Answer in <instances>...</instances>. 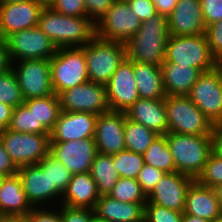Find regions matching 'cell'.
I'll return each mask as SVG.
<instances>
[{
    "mask_svg": "<svg viewBox=\"0 0 222 222\" xmlns=\"http://www.w3.org/2000/svg\"><path fill=\"white\" fill-rule=\"evenodd\" d=\"M38 27L59 48H82L95 37V23L87 16L71 17L44 6Z\"/></svg>",
    "mask_w": 222,
    "mask_h": 222,
    "instance_id": "6da1fadb",
    "label": "cell"
},
{
    "mask_svg": "<svg viewBox=\"0 0 222 222\" xmlns=\"http://www.w3.org/2000/svg\"><path fill=\"white\" fill-rule=\"evenodd\" d=\"M169 36L168 17L156 13L142 21L139 31L126 41V56L133 62L161 66Z\"/></svg>",
    "mask_w": 222,
    "mask_h": 222,
    "instance_id": "7a4b0ae2",
    "label": "cell"
},
{
    "mask_svg": "<svg viewBox=\"0 0 222 222\" xmlns=\"http://www.w3.org/2000/svg\"><path fill=\"white\" fill-rule=\"evenodd\" d=\"M165 137L176 171L196 180L213 151L212 135L167 132Z\"/></svg>",
    "mask_w": 222,
    "mask_h": 222,
    "instance_id": "3957f363",
    "label": "cell"
},
{
    "mask_svg": "<svg viewBox=\"0 0 222 222\" xmlns=\"http://www.w3.org/2000/svg\"><path fill=\"white\" fill-rule=\"evenodd\" d=\"M85 60L89 81L106 85L121 62L127 57L123 42L106 41L95 36L85 44Z\"/></svg>",
    "mask_w": 222,
    "mask_h": 222,
    "instance_id": "277c9868",
    "label": "cell"
},
{
    "mask_svg": "<svg viewBox=\"0 0 222 222\" xmlns=\"http://www.w3.org/2000/svg\"><path fill=\"white\" fill-rule=\"evenodd\" d=\"M198 68L202 73L218 66L210 52L205 33L201 35H170L166 42L165 60Z\"/></svg>",
    "mask_w": 222,
    "mask_h": 222,
    "instance_id": "5b68a950",
    "label": "cell"
},
{
    "mask_svg": "<svg viewBox=\"0 0 222 222\" xmlns=\"http://www.w3.org/2000/svg\"><path fill=\"white\" fill-rule=\"evenodd\" d=\"M168 132L187 135H212L214 125L188 96H166Z\"/></svg>",
    "mask_w": 222,
    "mask_h": 222,
    "instance_id": "8992f818",
    "label": "cell"
},
{
    "mask_svg": "<svg viewBox=\"0 0 222 222\" xmlns=\"http://www.w3.org/2000/svg\"><path fill=\"white\" fill-rule=\"evenodd\" d=\"M51 84L56 95L89 81L84 50L59 48L50 58Z\"/></svg>",
    "mask_w": 222,
    "mask_h": 222,
    "instance_id": "52a82bcc",
    "label": "cell"
},
{
    "mask_svg": "<svg viewBox=\"0 0 222 222\" xmlns=\"http://www.w3.org/2000/svg\"><path fill=\"white\" fill-rule=\"evenodd\" d=\"M0 141L17 168L38 164L48 153L50 134L23 133L5 129Z\"/></svg>",
    "mask_w": 222,
    "mask_h": 222,
    "instance_id": "ba28073f",
    "label": "cell"
},
{
    "mask_svg": "<svg viewBox=\"0 0 222 222\" xmlns=\"http://www.w3.org/2000/svg\"><path fill=\"white\" fill-rule=\"evenodd\" d=\"M141 24L127 1L115 0L95 24V36L106 41L126 43L139 31Z\"/></svg>",
    "mask_w": 222,
    "mask_h": 222,
    "instance_id": "9c48e42d",
    "label": "cell"
},
{
    "mask_svg": "<svg viewBox=\"0 0 222 222\" xmlns=\"http://www.w3.org/2000/svg\"><path fill=\"white\" fill-rule=\"evenodd\" d=\"M187 96L213 125L222 124V70L218 66L202 73Z\"/></svg>",
    "mask_w": 222,
    "mask_h": 222,
    "instance_id": "30bf717a",
    "label": "cell"
},
{
    "mask_svg": "<svg viewBox=\"0 0 222 222\" xmlns=\"http://www.w3.org/2000/svg\"><path fill=\"white\" fill-rule=\"evenodd\" d=\"M11 68L17 77L24 100L54 94L51 84L50 59L19 60L12 62Z\"/></svg>",
    "mask_w": 222,
    "mask_h": 222,
    "instance_id": "8fae6325",
    "label": "cell"
},
{
    "mask_svg": "<svg viewBox=\"0 0 222 222\" xmlns=\"http://www.w3.org/2000/svg\"><path fill=\"white\" fill-rule=\"evenodd\" d=\"M10 61L32 59H50L57 51V47L36 26L30 29L11 33L6 37Z\"/></svg>",
    "mask_w": 222,
    "mask_h": 222,
    "instance_id": "7c38bea8",
    "label": "cell"
},
{
    "mask_svg": "<svg viewBox=\"0 0 222 222\" xmlns=\"http://www.w3.org/2000/svg\"><path fill=\"white\" fill-rule=\"evenodd\" d=\"M61 111L89 112L100 115L109 111L105 85L87 81L58 94Z\"/></svg>",
    "mask_w": 222,
    "mask_h": 222,
    "instance_id": "4fadbf2b",
    "label": "cell"
},
{
    "mask_svg": "<svg viewBox=\"0 0 222 222\" xmlns=\"http://www.w3.org/2000/svg\"><path fill=\"white\" fill-rule=\"evenodd\" d=\"M105 87L110 110L125 112L132 106L140 98L135 83L134 62L126 57Z\"/></svg>",
    "mask_w": 222,
    "mask_h": 222,
    "instance_id": "5bb4252c",
    "label": "cell"
},
{
    "mask_svg": "<svg viewBox=\"0 0 222 222\" xmlns=\"http://www.w3.org/2000/svg\"><path fill=\"white\" fill-rule=\"evenodd\" d=\"M96 153L94 138L49 144V154L60 161L71 174L90 172Z\"/></svg>",
    "mask_w": 222,
    "mask_h": 222,
    "instance_id": "9a60e30c",
    "label": "cell"
},
{
    "mask_svg": "<svg viewBox=\"0 0 222 222\" xmlns=\"http://www.w3.org/2000/svg\"><path fill=\"white\" fill-rule=\"evenodd\" d=\"M194 181V178L177 171L165 173L147 195V203L183 212L188 188Z\"/></svg>",
    "mask_w": 222,
    "mask_h": 222,
    "instance_id": "2e32d148",
    "label": "cell"
},
{
    "mask_svg": "<svg viewBox=\"0 0 222 222\" xmlns=\"http://www.w3.org/2000/svg\"><path fill=\"white\" fill-rule=\"evenodd\" d=\"M43 7L38 0L0 3V36L38 26Z\"/></svg>",
    "mask_w": 222,
    "mask_h": 222,
    "instance_id": "e0dca14e",
    "label": "cell"
},
{
    "mask_svg": "<svg viewBox=\"0 0 222 222\" xmlns=\"http://www.w3.org/2000/svg\"><path fill=\"white\" fill-rule=\"evenodd\" d=\"M125 118V112L112 110L98 115L94 135L97 152L112 155L126 150Z\"/></svg>",
    "mask_w": 222,
    "mask_h": 222,
    "instance_id": "ac0fdd59",
    "label": "cell"
},
{
    "mask_svg": "<svg viewBox=\"0 0 222 222\" xmlns=\"http://www.w3.org/2000/svg\"><path fill=\"white\" fill-rule=\"evenodd\" d=\"M17 175L22 181L27 200L33 208L40 205V207H46V204L51 207V201L53 203L56 199L54 203L58 204L56 201L61 200L62 194L50 185L48 171H43L37 164L19 167Z\"/></svg>",
    "mask_w": 222,
    "mask_h": 222,
    "instance_id": "d6986e66",
    "label": "cell"
},
{
    "mask_svg": "<svg viewBox=\"0 0 222 222\" xmlns=\"http://www.w3.org/2000/svg\"><path fill=\"white\" fill-rule=\"evenodd\" d=\"M98 115L89 112L61 111L50 132V142L94 138Z\"/></svg>",
    "mask_w": 222,
    "mask_h": 222,
    "instance_id": "ffe728a7",
    "label": "cell"
},
{
    "mask_svg": "<svg viewBox=\"0 0 222 222\" xmlns=\"http://www.w3.org/2000/svg\"><path fill=\"white\" fill-rule=\"evenodd\" d=\"M170 35H201L206 31L200 0H178L168 16Z\"/></svg>",
    "mask_w": 222,
    "mask_h": 222,
    "instance_id": "44dd1931",
    "label": "cell"
},
{
    "mask_svg": "<svg viewBox=\"0 0 222 222\" xmlns=\"http://www.w3.org/2000/svg\"><path fill=\"white\" fill-rule=\"evenodd\" d=\"M184 214L216 222L222 217V210L214 188L200 185L196 180L186 194Z\"/></svg>",
    "mask_w": 222,
    "mask_h": 222,
    "instance_id": "7402d4cb",
    "label": "cell"
},
{
    "mask_svg": "<svg viewBox=\"0 0 222 222\" xmlns=\"http://www.w3.org/2000/svg\"><path fill=\"white\" fill-rule=\"evenodd\" d=\"M125 113L128 119L143 124L159 135H165L168 132L165 99L139 98Z\"/></svg>",
    "mask_w": 222,
    "mask_h": 222,
    "instance_id": "603a6c76",
    "label": "cell"
},
{
    "mask_svg": "<svg viewBox=\"0 0 222 222\" xmlns=\"http://www.w3.org/2000/svg\"><path fill=\"white\" fill-rule=\"evenodd\" d=\"M146 203L120 202L101 195L94 207V216L102 222H144Z\"/></svg>",
    "mask_w": 222,
    "mask_h": 222,
    "instance_id": "cb8c5ba5",
    "label": "cell"
},
{
    "mask_svg": "<svg viewBox=\"0 0 222 222\" xmlns=\"http://www.w3.org/2000/svg\"><path fill=\"white\" fill-rule=\"evenodd\" d=\"M100 196L97 184L90 172L72 174L71 180L62 194V202L60 200L59 202L69 207L94 209Z\"/></svg>",
    "mask_w": 222,
    "mask_h": 222,
    "instance_id": "d4e9b609",
    "label": "cell"
},
{
    "mask_svg": "<svg viewBox=\"0 0 222 222\" xmlns=\"http://www.w3.org/2000/svg\"><path fill=\"white\" fill-rule=\"evenodd\" d=\"M161 71L166 96H187L202 74L198 68L172 62H163Z\"/></svg>",
    "mask_w": 222,
    "mask_h": 222,
    "instance_id": "484cf974",
    "label": "cell"
},
{
    "mask_svg": "<svg viewBox=\"0 0 222 222\" xmlns=\"http://www.w3.org/2000/svg\"><path fill=\"white\" fill-rule=\"evenodd\" d=\"M32 209L20 177L17 174L5 177L0 190V216L26 217Z\"/></svg>",
    "mask_w": 222,
    "mask_h": 222,
    "instance_id": "4316f807",
    "label": "cell"
},
{
    "mask_svg": "<svg viewBox=\"0 0 222 222\" xmlns=\"http://www.w3.org/2000/svg\"><path fill=\"white\" fill-rule=\"evenodd\" d=\"M135 83L140 98L165 99L161 66L134 62Z\"/></svg>",
    "mask_w": 222,
    "mask_h": 222,
    "instance_id": "83f0119b",
    "label": "cell"
},
{
    "mask_svg": "<svg viewBox=\"0 0 222 222\" xmlns=\"http://www.w3.org/2000/svg\"><path fill=\"white\" fill-rule=\"evenodd\" d=\"M23 104L33 111L36 126H44L49 132L52 131L61 113L58 95L54 93L42 98L24 100Z\"/></svg>",
    "mask_w": 222,
    "mask_h": 222,
    "instance_id": "f1b7e54d",
    "label": "cell"
},
{
    "mask_svg": "<svg viewBox=\"0 0 222 222\" xmlns=\"http://www.w3.org/2000/svg\"><path fill=\"white\" fill-rule=\"evenodd\" d=\"M90 173L100 195H108L120 178L118 171L114 168L112 156L99 152L94 157Z\"/></svg>",
    "mask_w": 222,
    "mask_h": 222,
    "instance_id": "f546056e",
    "label": "cell"
},
{
    "mask_svg": "<svg viewBox=\"0 0 222 222\" xmlns=\"http://www.w3.org/2000/svg\"><path fill=\"white\" fill-rule=\"evenodd\" d=\"M158 135L143 124L125 118L124 139L126 150L143 155Z\"/></svg>",
    "mask_w": 222,
    "mask_h": 222,
    "instance_id": "4dcf8cb0",
    "label": "cell"
},
{
    "mask_svg": "<svg viewBox=\"0 0 222 222\" xmlns=\"http://www.w3.org/2000/svg\"><path fill=\"white\" fill-rule=\"evenodd\" d=\"M144 164L153 166L165 173L176 172L175 164L165 135H158L143 154Z\"/></svg>",
    "mask_w": 222,
    "mask_h": 222,
    "instance_id": "1f68e13d",
    "label": "cell"
},
{
    "mask_svg": "<svg viewBox=\"0 0 222 222\" xmlns=\"http://www.w3.org/2000/svg\"><path fill=\"white\" fill-rule=\"evenodd\" d=\"M9 130L23 133L50 134L44 126H36V118L24 104L13 108Z\"/></svg>",
    "mask_w": 222,
    "mask_h": 222,
    "instance_id": "d6a6232c",
    "label": "cell"
},
{
    "mask_svg": "<svg viewBox=\"0 0 222 222\" xmlns=\"http://www.w3.org/2000/svg\"><path fill=\"white\" fill-rule=\"evenodd\" d=\"M111 156L114 168L123 178L136 179L144 165L143 155L133 151L123 150Z\"/></svg>",
    "mask_w": 222,
    "mask_h": 222,
    "instance_id": "836d02e7",
    "label": "cell"
},
{
    "mask_svg": "<svg viewBox=\"0 0 222 222\" xmlns=\"http://www.w3.org/2000/svg\"><path fill=\"white\" fill-rule=\"evenodd\" d=\"M108 196L125 203H147V196L137 179L120 177Z\"/></svg>",
    "mask_w": 222,
    "mask_h": 222,
    "instance_id": "e575fe53",
    "label": "cell"
},
{
    "mask_svg": "<svg viewBox=\"0 0 222 222\" xmlns=\"http://www.w3.org/2000/svg\"><path fill=\"white\" fill-rule=\"evenodd\" d=\"M37 165L43 171H48L51 187L63 194L71 180V172L49 153Z\"/></svg>",
    "mask_w": 222,
    "mask_h": 222,
    "instance_id": "d590c367",
    "label": "cell"
},
{
    "mask_svg": "<svg viewBox=\"0 0 222 222\" xmlns=\"http://www.w3.org/2000/svg\"><path fill=\"white\" fill-rule=\"evenodd\" d=\"M0 102L13 108L24 102L17 77L12 68L0 73Z\"/></svg>",
    "mask_w": 222,
    "mask_h": 222,
    "instance_id": "8d00e7d4",
    "label": "cell"
},
{
    "mask_svg": "<svg viewBox=\"0 0 222 222\" xmlns=\"http://www.w3.org/2000/svg\"><path fill=\"white\" fill-rule=\"evenodd\" d=\"M196 181L200 185L211 188H215L218 184L222 183V156L212 151L202 173Z\"/></svg>",
    "mask_w": 222,
    "mask_h": 222,
    "instance_id": "74e56055",
    "label": "cell"
},
{
    "mask_svg": "<svg viewBox=\"0 0 222 222\" xmlns=\"http://www.w3.org/2000/svg\"><path fill=\"white\" fill-rule=\"evenodd\" d=\"M183 212L153 203L145 204L144 222H182Z\"/></svg>",
    "mask_w": 222,
    "mask_h": 222,
    "instance_id": "f35d334b",
    "label": "cell"
},
{
    "mask_svg": "<svg viewBox=\"0 0 222 222\" xmlns=\"http://www.w3.org/2000/svg\"><path fill=\"white\" fill-rule=\"evenodd\" d=\"M164 174L165 172L162 170L144 164L136 179L140 184L141 190L147 196L158 184Z\"/></svg>",
    "mask_w": 222,
    "mask_h": 222,
    "instance_id": "ab89813d",
    "label": "cell"
},
{
    "mask_svg": "<svg viewBox=\"0 0 222 222\" xmlns=\"http://www.w3.org/2000/svg\"><path fill=\"white\" fill-rule=\"evenodd\" d=\"M205 35L211 54L219 62L222 59V20L206 26Z\"/></svg>",
    "mask_w": 222,
    "mask_h": 222,
    "instance_id": "60d3db41",
    "label": "cell"
},
{
    "mask_svg": "<svg viewBox=\"0 0 222 222\" xmlns=\"http://www.w3.org/2000/svg\"><path fill=\"white\" fill-rule=\"evenodd\" d=\"M49 7L66 16H87L83 0H54Z\"/></svg>",
    "mask_w": 222,
    "mask_h": 222,
    "instance_id": "b9f144b4",
    "label": "cell"
},
{
    "mask_svg": "<svg viewBox=\"0 0 222 222\" xmlns=\"http://www.w3.org/2000/svg\"><path fill=\"white\" fill-rule=\"evenodd\" d=\"M59 208L62 222H91L94 210L90 208L69 207L60 204Z\"/></svg>",
    "mask_w": 222,
    "mask_h": 222,
    "instance_id": "7bdbcfd3",
    "label": "cell"
},
{
    "mask_svg": "<svg viewBox=\"0 0 222 222\" xmlns=\"http://www.w3.org/2000/svg\"><path fill=\"white\" fill-rule=\"evenodd\" d=\"M206 26L222 20V0H200Z\"/></svg>",
    "mask_w": 222,
    "mask_h": 222,
    "instance_id": "ee69618b",
    "label": "cell"
},
{
    "mask_svg": "<svg viewBox=\"0 0 222 222\" xmlns=\"http://www.w3.org/2000/svg\"><path fill=\"white\" fill-rule=\"evenodd\" d=\"M87 17L95 24L108 11L115 0H83Z\"/></svg>",
    "mask_w": 222,
    "mask_h": 222,
    "instance_id": "f6af8a7d",
    "label": "cell"
},
{
    "mask_svg": "<svg viewBox=\"0 0 222 222\" xmlns=\"http://www.w3.org/2000/svg\"><path fill=\"white\" fill-rule=\"evenodd\" d=\"M45 207H34L28 214L27 218L31 222H62L60 209H44Z\"/></svg>",
    "mask_w": 222,
    "mask_h": 222,
    "instance_id": "bcb514c9",
    "label": "cell"
},
{
    "mask_svg": "<svg viewBox=\"0 0 222 222\" xmlns=\"http://www.w3.org/2000/svg\"><path fill=\"white\" fill-rule=\"evenodd\" d=\"M127 2L141 22L157 13L152 0H129Z\"/></svg>",
    "mask_w": 222,
    "mask_h": 222,
    "instance_id": "7dc6e473",
    "label": "cell"
},
{
    "mask_svg": "<svg viewBox=\"0 0 222 222\" xmlns=\"http://www.w3.org/2000/svg\"><path fill=\"white\" fill-rule=\"evenodd\" d=\"M18 168L11 160L10 155L5 150L3 143L0 141V174L9 177L16 175Z\"/></svg>",
    "mask_w": 222,
    "mask_h": 222,
    "instance_id": "c3c4849f",
    "label": "cell"
},
{
    "mask_svg": "<svg viewBox=\"0 0 222 222\" xmlns=\"http://www.w3.org/2000/svg\"><path fill=\"white\" fill-rule=\"evenodd\" d=\"M11 68V61L7 49L6 38L0 36V73Z\"/></svg>",
    "mask_w": 222,
    "mask_h": 222,
    "instance_id": "681fc988",
    "label": "cell"
},
{
    "mask_svg": "<svg viewBox=\"0 0 222 222\" xmlns=\"http://www.w3.org/2000/svg\"><path fill=\"white\" fill-rule=\"evenodd\" d=\"M152 1L156 7L157 13L168 17L174 10V7L178 0H152Z\"/></svg>",
    "mask_w": 222,
    "mask_h": 222,
    "instance_id": "f907efd6",
    "label": "cell"
},
{
    "mask_svg": "<svg viewBox=\"0 0 222 222\" xmlns=\"http://www.w3.org/2000/svg\"><path fill=\"white\" fill-rule=\"evenodd\" d=\"M12 111L13 107L0 102V132L8 128L12 116Z\"/></svg>",
    "mask_w": 222,
    "mask_h": 222,
    "instance_id": "816d5d0a",
    "label": "cell"
},
{
    "mask_svg": "<svg viewBox=\"0 0 222 222\" xmlns=\"http://www.w3.org/2000/svg\"><path fill=\"white\" fill-rule=\"evenodd\" d=\"M213 151L222 156V124L214 125L212 132Z\"/></svg>",
    "mask_w": 222,
    "mask_h": 222,
    "instance_id": "f5cc1de1",
    "label": "cell"
},
{
    "mask_svg": "<svg viewBox=\"0 0 222 222\" xmlns=\"http://www.w3.org/2000/svg\"><path fill=\"white\" fill-rule=\"evenodd\" d=\"M182 222H211V221L183 213Z\"/></svg>",
    "mask_w": 222,
    "mask_h": 222,
    "instance_id": "db71d44e",
    "label": "cell"
},
{
    "mask_svg": "<svg viewBox=\"0 0 222 222\" xmlns=\"http://www.w3.org/2000/svg\"><path fill=\"white\" fill-rule=\"evenodd\" d=\"M214 189L217 193V199L220 203V207H221V210H222V183L218 184Z\"/></svg>",
    "mask_w": 222,
    "mask_h": 222,
    "instance_id": "11a10c76",
    "label": "cell"
},
{
    "mask_svg": "<svg viewBox=\"0 0 222 222\" xmlns=\"http://www.w3.org/2000/svg\"><path fill=\"white\" fill-rule=\"evenodd\" d=\"M0 222H17V217L0 216Z\"/></svg>",
    "mask_w": 222,
    "mask_h": 222,
    "instance_id": "9f6ffc18",
    "label": "cell"
},
{
    "mask_svg": "<svg viewBox=\"0 0 222 222\" xmlns=\"http://www.w3.org/2000/svg\"><path fill=\"white\" fill-rule=\"evenodd\" d=\"M43 6H50L54 0H38Z\"/></svg>",
    "mask_w": 222,
    "mask_h": 222,
    "instance_id": "6f0895ef",
    "label": "cell"
},
{
    "mask_svg": "<svg viewBox=\"0 0 222 222\" xmlns=\"http://www.w3.org/2000/svg\"><path fill=\"white\" fill-rule=\"evenodd\" d=\"M17 222H31L27 217H17Z\"/></svg>",
    "mask_w": 222,
    "mask_h": 222,
    "instance_id": "680465c9",
    "label": "cell"
},
{
    "mask_svg": "<svg viewBox=\"0 0 222 222\" xmlns=\"http://www.w3.org/2000/svg\"><path fill=\"white\" fill-rule=\"evenodd\" d=\"M21 1H27V0H0V3L21 2Z\"/></svg>",
    "mask_w": 222,
    "mask_h": 222,
    "instance_id": "91938a15",
    "label": "cell"
},
{
    "mask_svg": "<svg viewBox=\"0 0 222 222\" xmlns=\"http://www.w3.org/2000/svg\"><path fill=\"white\" fill-rule=\"evenodd\" d=\"M4 178H5V176L0 174V190H1V184H2V181H3Z\"/></svg>",
    "mask_w": 222,
    "mask_h": 222,
    "instance_id": "94428289",
    "label": "cell"
},
{
    "mask_svg": "<svg viewBox=\"0 0 222 222\" xmlns=\"http://www.w3.org/2000/svg\"><path fill=\"white\" fill-rule=\"evenodd\" d=\"M218 67L222 70V59L218 62Z\"/></svg>",
    "mask_w": 222,
    "mask_h": 222,
    "instance_id": "6125c7cd",
    "label": "cell"
},
{
    "mask_svg": "<svg viewBox=\"0 0 222 222\" xmlns=\"http://www.w3.org/2000/svg\"><path fill=\"white\" fill-rule=\"evenodd\" d=\"M91 222H102V221L94 218Z\"/></svg>",
    "mask_w": 222,
    "mask_h": 222,
    "instance_id": "be15d7a7",
    "label": "cell"
},
{
    "mask_svg": "<svg viewBox=\"0 0 222 222\" xmlns=\"http://www.w3.org/2000/svg\"><path fill=\"white\" fill-rule=\"evenodd\" d=\"M216 222H222V217L218 221H216Z\"/></svg>",
    "mask_w": 222,
    "mask_h": 222,
    "instance_id": "e7e4bbea",
    "label": "cell"
}]
</instances>
